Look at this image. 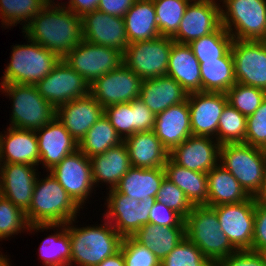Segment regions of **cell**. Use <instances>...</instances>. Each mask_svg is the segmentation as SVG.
Masks as SVG:
<instances>
[{"mask_svg": "<svg viewBox=\"0 0 266 266\" xmlns=\"http://www.w3.org/2000/svg\"><path fill=\"white\" fill-rule=\"evenodd\" d=\"M63 59L82 39V17L65 7L46 5L22 31Z\"/></svg>", "mask_w": 266, "mask_h": 266, "instance_id": "cell-1", "label": "cell"}, {"mask_svg": "<svg viewBox=\"0 0 266 266\" xmlns=\"http://www.w3.org/2000/svg\"><path fill=\"white\" fill-rule=\"evenodd\" d=\"M76 219L66 223L71 242L70 266H97L120 250L123 237L109 221L104 224L75 227ZM72 225V226H71Z\"/></svg>", "mask_w": 266, "mask_h": 266, "instance_id": "cell-2", "label": "cell"}, {"mask_svg": "<svg viewBox=\"0 0 266 266\" xmlns=\"http://www.w3.org/2000/svg\"><path fill=\"white\" fill-rule=\"evenodd\" d=\"M35 182L31 205L25 212L29 225L66 224L75 219L80 206L49 173Z\"/></svg>", "mask_w": 266, "mask_h": 266, "instance_id": "cell-3", "label": "cell"}, {"mask_svg": "<svg viewBox=\"0 0 266 266\" xmlns=\"http://www.w3.org/2000/svg\"><path fill=\"white\" fill-rule=\"evenodd\" d=\"M184 222L186 238L194 243L213 265L237 251L221 231L213 207L194 205Z\"/></svg>", "mask_w": 266, "mask_h": 266, "instance_id": "cell-4", "label": "cell"}, {"mask_svg": "<svg viewBox=\"0 0 266 266\" xmlns=\"http://www.w3.org/2000/svg\"><path fill=\"white\" fill-rule=\"evenodd\" d=\"M25 45L15 44L11 61L4 69L0 84L36 85L61 60L55 53L28 39Z\"/></svg>", "mask_w": 266, "mask_h": 266, "instance_id": "cell-5", "label": "cell"}, {"mask_svg": "<svg viewBox=\"0 0 266 266\" xmlns=\"http://www.w3.org/2000/svg\"><path fill=\"white\" fill-rule=\"evenodd\" d=\"M266 150L245 143H226L220 146L219 164L228 170L245 192L256 197L264 182Z\"/></svg>", "mask_w": 266, "mask_h": 266, "instance_id": "cell-6", "label": "cell"}, {"mask_svg": "<svg viewBox=\"0 0 266 266\" xmlns=\"http://www.w3.org/2000/svg\"><path fill=\"white\" fill-rule=\"evenodd\" d=\"M0 90L13 101L10 127L36 131L56 117V109L35 85L1 84Z\"/></svg>", "mask_w": 266, "mask_h": 266, "instance_id": "cell-7", "label": "cell"}, {"mask_svg": "<svg viewBox=\"0 0 266 266\" xmlns=\"http://www.w3.org/2000/svg\"><path fill=\"white\" fill-rule=\"evenodd\" d=\"M221 1V24L233 39L259 41L263 37L266 32V0Z\"/></svg>", "mask_w": 266, "mask_h": 266, "instance_id": "cell-8", "label": "cell"}, {"mask_svg": "<svg viewBox=\"0 0 266 266\" xmlns=\"http://www.w3.org/2000/svg\"><path fill=\"white\" fill-rule=\"evenodd\" d=\"M173 42L172 37L159 36L130 43L123 53V64L142 80L166 76Z\"/></svg>", "mask_w": 266, "mask_h": 266, "instance_id": "cell-9", "label": "cell"}, {"mask_svg": "<svg viewBox=\"0 0 266 266\" xmlns=\"http://www.w3.org/2000/svg\"><path fill=\"white\" fill-rule=\"evenodd\" d=\"M63 60L92 84L99 77L118 68L123 63V53L82 39Z\"/></svg>", "mask_w": 266, "mask_h": 266, "instance_id": "cell-10", "label": "cell"}, {"mask_svg": "<svg viewBox=\"0 0 266 266\" xmlns=\"http://www.w3.org/2000/svg\"><path fill=\"white\" fill-rule=\"evenodd\" d=\"M106 202L108 209L103 215V221H109L122 237H132L143 225L149 224L150 210L156 198L149 197L146 202L131 200L128 195L119 193L114 188L109 190Z\"/></svg>", "mask_w": 266, "mask_h": 266, "instance_id": "cell-11", "label": "cell"}, {"mask_svg": "<svg viewBox=\"0 0 266 266\" xmlns=\"http://www.w3.org/2000/svg\"><path fill=\"white\" fill-rule=\"evenodd\" d=\"M35 87L55 109L90 94V84L63 59Z\"/></svg>", "mask_w": 266, "mask_h": 266, "instance_id": "cell-12", "label": "cell"}, {"mask_svg": "<svg viewBox=\"0 0 266 266\" xmlns=\"http://www.w3.org/2000/svg\"><path fill=\"white\" fill-rule=\"evenodd\" d=\"M256 198L235 204L214 206L221 231L237 250H251Z\"/></svg>", "mask_w": 266, "mask_h": 266, "instance_id": "cell-13", "label": "cell"}, {"mask_svg": "<svg viewBox=\"0 0 266 266\" xmlns=\"http://www.w3.org/2000/svg\"><path fill=\"white\" fill-rule=\"evenodd\" d=\"M143 80L123 63L90 84V94L103 108L136 100Z\"/></svg>", "mask_w": 266, "mask_h": 266, "instance_id": "cell-14", "label": "cell"}, {"mask_svg": "<svg viewBox=\"0 0 266 266\" xmlns=\"http://www.w3.org/2000/svg\"><path fill=\"white\" fill-rule=\"evenodd\" d=\"M49 172L83 209L82 205L91 197L90 194L95 188L90 158L77 149Z\"/></svg>", "mask_w": 266, "mask_h": 266, "instance_id": "cell-15", "label": "cell"}, {"mask_svg": "<svg viewBox=\"0 0 266 266\" xmlns=\"http://www.w3.org/2000/svg\"><path fill=\"white\" fill-rule=\"evenodd\" d=\"M221 3L216 0H191L187 5L174 42L189 44L216 31L221 24Z\"/></svg>", "mask_w": 266, "mask_h": 266, "instance_id": "cell-16", "label": "cell"}, {"mask_svg": "<svg viewBox=\"0 0 266 266\" xmlns=\"http://www.w3.org/2000/svg\"><path fill=\"white\" fill-rule=\"evenodd\" d=\"M236 82L266 91V48L260 41L233 39Z\"/></svg>", "mask_w": 266, "mask_h": 266, "instance_id": "cell-17", "label": "cell"}, {"mask_svg": "<svg viewBox=\"0 0 266 266\" xmlns=\"http://www.w3.org/2000/svg\"><path fill=\"white\" fill-rule=\"evenodd\" d=\"M187 101L192 135L208 136L217 140L219 119L228 104L226 93L191 92L188 93Z\"/></svg>", "mask_w": 266, "mask_h": 266, "instance_id": "cell-18", "label": "cell"}, {"mask_svg": "<svg viewBox=\"0 0 266 266\" xmlns=\"http://www.w3.org/2000/svg\"><path fill=\"white\" fill-rule=\"evenodd\" d=\"M82 36L89 43L115 48L122 53L129 44L123 18L98 10L82 17Z\"/></svg>", "mask_w": 266, "mask_h": 266, "instance_id": "cell-19", "label": "cell"}, {"mask_svg": "<svg viewBox=\"0 0 266 266\" xmlns=\"http://www.w3.org/2000/svg\"><path fill=\"white\" fill-rule=\"evenodd\" d=\"M220 146L212 137L191 135L175 147L169 157L189 170L208 173L219 164Z\"/></svg>", "mask_w": 266, "mask_h": 266, "instance_id": "cell-20", "label": "cell"}, {"mask_svg": "<svg viewBox=\"0 0 266 266\" xmlns=\"http://www.w3.org/2000/svg\"><path fill=\"white\" fill-rule=\"evenodd\" d=\"M38 171L28 164H0V195L26 212L33 195Z\"/></svg>", "mask_w": 266, "mask_h": 266, "instance_id": "cell-21", "label": "cell"}, {"mask_svg": "<svg viewBox=\"0 0 266 266\" xmlns=\"http://www.w3.org/2000/svg\"><path fill=\"white\" fill-rule=\"evenodd\" d=\"M35 132L40 154L39 164L42 163L47 172L78 149L76 140L56 117Z\"/></svg>", "mask_w": 266, "mask_h": 266, "instance_id": "cell-22", "label": "cell"}, {"mask_svg": "<svg viewBox=\"0 0 266 266\" xmlns=\"http://www.w3.org/2000/svg\"><path fill=\"white\" fill-rule=\"evenodd\" d=\"M103 114L104 108L91 94L74 99L56 108V118L77 143L81 141Z\"/></svg>", "mask_w": 266, "mask_h": 266, "instance_id": "cell-23", "label": "cell"}, {"mask_svg": "<svg viewBox=\"0 0 266 266\" xmlns=\"http://www.w3.org/2000/svg\"><path fill=\"white\" fill-rule=\"evenodd\" d=\"M0 133V164L39 165V149L35 131L8 127Z\"/></svg>", "mask_w": 266, "mask_h": 266, "instance_id": "cell-24", "label": "cell"}, {"mask_svg": "<svg viewBox=\"0 0 266 266\" xmlns=\"http://www.w3.org/2000/svg\"><path fill=\"white\" fill-rule=\"evenodd\" d=\"M170 153L192 135L188 101L170 106L156 115L153 130Z\"/></svg>", "mask_w": 266, "mask_h": 266, "instance_id": "cell-25", "label": "cell"}, {"mask_svg": "<svg viewBox=\"0 0 266 266\" xmlns=\"http://www.w3.org/2000/svg\"><path fill=\"white\" fill-rule=\"evenodd\" d=\"M187 91L172 77L160 76L145 79L139 99L155 114L187 100Z\"/></svg>", "mask_w": 266, "mask_h": 266, "instance_id": "cell-26", "label": "cell"}, {"mask_svg": "<svg viewBox=\"0 0 266 266\" xmlns=\"http://www.w3.org/2000/svg\"><path fill=\"white\" fill-rule=\"evenodd\" d=\"M92 166V178L95 187L100 182L110 184L108 189H114L122 177L132 167L126 143L108 149L102 154L90 158ZM97 184V186H96Z\"/></svg>", "mask_w": 266, "mask_h": 266, "instance_id": "cell-27", "label": "cell"}, {"mask_svg": "<svg viewBox=\"0 0 266 266\" xmlns=\"http://www.w3.org/2000/svg\"><path fill=\"white\" fill-rule=\"evenodd\" d=\"M130 163L136 168H161L169 159V152L157 138L155 132H136L127 137Z\"/></svg>", "mask_w": 266, "mask_h": 266, "instance_id": "cell-28", "label": "cell"}, {"mask_svg": "<svg viewBox=\"0 0 266 266\" xmlns=\"http://www.w3.org/2000/svg\"><path fill=\"white\" fill-rule=\"evenodd\" d=\"M167 76L178 82L187 93L201 91L200 63L188 44L173 42Z\"/></svg>", "mask_w": 266, "mask_h": 266, "instance_id": "cell-29", "label": "cell"}, {"mask_svg": "<svg viewBox=\"0 0 266 266\" xmlns=\"http://www.w3.org/2000/svg\"><path fill=\"white\" fill-rule=\"evenodd\" d=\"M165 177L164 167L147 169L131 167L115 189L119 193L128 195L131 200L137 199L146 202L149 197L156 198Z\"/></svg>", "mask_w": 266, "mask_h": 266, "instance_id": "cell-30", "label": "cell"}, {"mask_svg": "<svg viewBox=\"0 0 266 266\" xmlns=\"http://www.w3.org/2000/svg\"><path fill=\"white\" fill-rule=\"evenodd\" d=\"M207 183L208 198L205 205L209 207L240 203L250 197L237 179L220 164L207 173Z\"/></svg>", "mask_w": 266, "mask_h": 266, "instance_id": "cell-31", "label": "cell"}, {"mask_svg": "<svg viewBox=\"0 0 266 266\" xmlns=\"http://www.w3.org/2000/svg\"><path fill=\"white\" fill-rule=\"evenodd\" d=\"M53 228L57 230L56 234L46 237L38 249L42 264L43 266H70L71 242L66 224H33L29 225L27 232L39 230L43 232L45 229Z\"/></svg>", "mask_w": 266, "mask_h": 266, "instance_id": "cell-32", "label": "cell"}, {"mask_svg": "<svg viewBox=\"0 0 266 266\" xmlns=\"http://www.w3.org/2000/svg\"><path fill=\"white\" fill-rule=\"evenodd\" d=\"M123 20L129 44L161 36L157 27L153 0H136Z\"/></svg>", "mask_w": 266, "mask_h": 266, "instance_id": "cell-33", "label": "cell"}, {"mask_svg": "<svg viewBox=\"0 0 266 266\" xmlns=\"http://www.w3.org/2000/svg\"><path fill=\"white\" fill-rule=\"evenodd\" d=\"M186 237L185 227L143 225L132 238L148 247L162 261Z\"/></svg>", "mask_w": 266, "mask_h": 266, "instance_id": "cell-34", "label": "cell"}, {"mask_svg": "<svg viewBox=\"0 0 266 266\" xmlns=\"http://www.w3.org/2000/svg\"><path fill=\"white\" fill-rule=\"evenodd\" d=\"M164 169L166 178L180 188L193 205L207 203V173L192 171L177 165L170 157Z\"/></svg>", "mask_w": 266, "mask_h": 266, "instance_id": "cell-35", "label": "cell"}, {"mask_svg": "<svg viewBox=\"0 0 266 266\" xmlns=\"http://www.w3.org/2000/svg\"><path fill=\"white\" fill-rule=\"evenodd\" d=\"M199 63L202 92L226 93L236 83L231 49L222 58Z\"/></svg>", "mask_w": 266, "mask_h": 266, "instance_id": "cell-36", "label": "cell"}, {"mask_svg": "<svg viewBox=\"0 0 266 266\" xmlns=\"http://www.w3.org/2000/svg\"><path fill=\"white\" fill-rule=\"evenodd\" d=\"M123 142L109 119L103 114L78 143V149L88 158L102 154Z\"/></svg>", "mask_w": 266, "mask_h": 266, "instance_id": "cell-37", "label": "cell"}, {"mask_svg": "<svg viewBox=\"0 0 266 266\" xmlns=\"http://www.w3.org/2000/svg\"><path fill=\"white\" fill-rule=\"evenodd\" d=\"M233 37L221 25L216 31L192 41L188 45L192 48L199 62L222 58L230 49Z\"/></svg>", "mask_w": 266, "mask_h": 266, "instance_id": "cell-38", "label": "cell"}, {"mask_svg": "<svg viewBox=\"0 0 266 266\" xmlns=\"http://www.w3.org/2000/svg\"><path fill=\"white\" fill-rule=\"evenodd\" d=\"M45 6L46 0H0L1 24L16 26L22 21L24 29Z\"/></svg>", "mask_w": 266, "mask_h": 266, "instance_id": "cell-39", "label": "cell"}, {"mask_svg": "<svg viewBox=\"0 0 266 266\" xmlns=\"http://www.w3.org/2000/svg\"><path fill=\"white\" fill-rule=\"evenodd\" d=\"M191 0H153L161 36L173 37Z\"/></svg>", "mask_w": 266, "mask_h": 266, "instance_id": "cell-40", "label": "cell"}, {"mask_svg": "<svg viewBox=\"0 0 266 266\" xmlns=\"http://www.w3.org/2000/svg\"><path fill=\"white\" fill-rule=\"evenodd\" d=\"M247 117L229 103L224 107L217 128V141L226 143H244Z\"/></svg>", "mask_w": 266, "mask_h": 266, "instance_id": "cell-41", "label": "cell"}, {"mask_svg": "<svg viewBox=\"0 0 266 266\" xmlns=\"http://www.w3.org/2000/svg\"><path fill=\"white\" fill-rule=\"evenodd\" d=\"M228 103L241 114L252 115L266 98V91L236 82L226 92Z\"/></svg>", "mask_w": 266, "mask_h": 266, "instance_id": "cell-42", "label": "cell"}, {"mask_svg": "<svg viewBox=\"0 0 266 266\" xmlns=\"http://www.w3.org/2000/svg\"><path fill=\"white\" fill-rule=\"evenodd\" d=\"M28 228L25 212L0 195V241L18 235Z\"/></svg>", "mask_w": 266, "mask_h": 266, "instance_id": "cell-43", "label": "cell"}, {"mask_svg": "<svg viewBox=\"0 0 266 266\" xmlns=\"http://www.w3.org/2000/svg\"><path fill=\"white\" fill-rule=\"evenodd\" d=\"M160 266H214L186 237L160 262Z\"/></svg>", "mask_w": 266, "mask_h": 266, "instance_id": "cell-44", "label": "cell"}, {"mask_svg": "<svg viewBox=\"0 0 266 266\" xmlns=\"http://www.w3.org/2000/svg\"><path fill=\"white\" fill-rule=\"evenodd\" d=\"M156 201L174 210L183 219L188 216L194 207L185 193L166 177L157 192Z\"/></svg>", "mask_w": 266, "mask_h": 266, "instance_id": "cell-45", "label": "cell"}, {"mask_svg": "<svg viewBox=\"0 0 266 266\" xmlns=\"http://www.w3.org/2000/svg\"><path fill=\"white\" fill-rule=\"evenodd\" d=\"M120 250L125 266H160V260L146 246H142L132 237H123Z\"/></svg>", "mask_w": 266, "mask_h": 266, "instance_id": "cell-46", "label": "cell"}, {"mask_svg": "<svg viewBox=\"0 0 266 266\" xmlns=\"http://www.w3.org/2000/svg\"><path fill=\"white\" fill-rule=\"evenodd\" d=\"M104 114L123 141L133 135L132 101L105 107Z\"/></svg>", "mask_w": 266, "mask_h": 266, "instance_id": "cell-47", "label": "cell"}, {"mask_svg": "<svg viewBox=\"0 0 266 266\" xmlns=\"http://www.w3.org/2000/svg\"><path fill=\"white\" fill-rule=\"evenodd\" d=\"M244 143L266 150V98L258 109L247 117Z\"/></svg>", "mask_w": 266, "mask_h": 266, "instance_id": "cell-48", "label": "cell"}, {"mask_svg": "<svg viewBox=\"0 0 266 266\" xmlns=\"http://www.w3.org/2000/svg\"><path fill=\"white\" fill-rule=\"evenodd\" d=\"M149 224L160 227H185L184 219L178 213L158 201L150 210Z\"/></svg>", "mask_w": 266, "mask_h": 266, "instance_id": "cell-49", "label": "cell"}, {"mask_svg": "<svg viewBox=\"0 0 266 266\" xmlns=\"http://www.w3.org/2000/svg\"><path fill=\"white\" fill-rule=\"evenodd\" d=\"M214 266H266V261L261 252L237 250Z\"/></svg>", "mask_w": 266, "mask_h": 266, "instance_id": "cell-50", "label": "cell"}, {"mask_svg": "<svg viewBox=\"0 0 266 266\" xmlns=\"http://www.w3.org/2000/svg\"><path fill=\"white\" fill-rule=\"evenodd\" d=\"M133 134L154 130L156 115L138 98L132 101Z\"/></svg>", "mask_w": 266, "mask_h": 266, "instance_id": "cell-51", "label": "cell"}, {"mask_svg": "<svg viewBox=\"0 0 266 266\" xmlns=\"http://www.w3.org/2000/svg\"><path fill=\"white\" fill-rule=\"evenodd\" d=\"M264 249H266V203L257 200L251 250L262 252Z\"/></svg>", "mask_w": 266, "mask_h": 266, "instance_id": "cell-52", "label": "cell"}, {"mask_svg": "<svg viewBox=\"0 0 266 266\" xmlns=\"http://www.w3.org/2000/svg\"><path fill=\"white\" fill-rule=\"evenodd\" d=\"M135 1L136 0H99L97 10L123 18Z\"/></svg>", "mask_w": 266, "mask_h": 266, "instance_id": "cell-53", "label": "cell"}, {"mask_svg": "<svg viewBox=\"0 0 266 266\" xmlns=\"http://www.w3.org/2000/svg\"><path fill=\"white\" fill-rule=\"evenodd\" d=\"M66 8L71 10L78 17L97 10L99 0H69Z\"/></svg>", "mask_w": 266, "mask_h": 266, "instance_id": "cell-54", "label": "cell"}, {"mask_svg": "<svg viewBox=\"0 0 266 266\" xmlns=\"http://www.w3.org/2000/svg\"><path fill=\"white\" fill-rule=\"evenodd\" d=\"M97 266H125V260H124L121 250L105 258Z\"/></svg>", "mask_w": 266, "mask_h": 266, "instance_id": "cell-55", "label": "cell"}, {"mask_svg": "<svg viewBox=\"0 0 266 266\" xmlns=\"http://www.w3.org/2000/svg\"><path fill=\"white\" fill-rule=\"evenodd\" d=\"M256 200L266 203V163L264 166V182L260 193L255 197Z\"/></svg>", "mask_w": 266, "mask_h": 266, "instance_id": "cell-56", "label": "cell"}, {"mask_svg": "<svg viewBox=\"0 0 266 266\" xmlns=\"http://www.w3.org/2000/svg\"><path fill=\"white\" fill-rule=\"evenodd\" d=\"M6 256L7 255H2L0 253V266H11L8 256L7 257Z\"/></svg>", "mask_w": 266, "mask_h": 266, "instance_id": "cell-57", "label": "cell"}, {"mask_svg": "<svg viewBox=\"0 0 266 266\" xmlns=\"http://www.w3.org/2000/svg\"><path fill=\"white\" fill-rule=\"evenodd\" d=\"M61 4L57 3V5H56L54 0L53 1L52 0H46V5H48V6H52V7H63L64 6L65 7V5L62 2H61Z\"/></svg>", "mask_w": 266, "mask_h": 266, "instance_id": "cell-58", "label": "cell"}, {"mask_svg": "<svg viewBox=\"0 0 266 266\" xmlns=\"http://www.w3.org/2000/svg\"><path fill=\"white\" fill-rule=\"evenodd\" d=\"M259 41L266 48V32H265V34L263 35V37Z\"/></svg>", "mask_w": 266, "mask_h": 266, "instance_id": "cell-59", "label": "cell"}, {"mask_svg": "<svg viewBox=\"0 0 266 266\" xmlns=\"http://www.w3.org/2000/svg\"><path fill=\"white\" fill-rule=\"evenodd\" d=\"M261 253L263 254L265 261H266V249H264Z\"/></svg>", "mask_w": 266, "mask_h": 266, "instance_id": "cell-60", "label": "cell"}]
</instances>
